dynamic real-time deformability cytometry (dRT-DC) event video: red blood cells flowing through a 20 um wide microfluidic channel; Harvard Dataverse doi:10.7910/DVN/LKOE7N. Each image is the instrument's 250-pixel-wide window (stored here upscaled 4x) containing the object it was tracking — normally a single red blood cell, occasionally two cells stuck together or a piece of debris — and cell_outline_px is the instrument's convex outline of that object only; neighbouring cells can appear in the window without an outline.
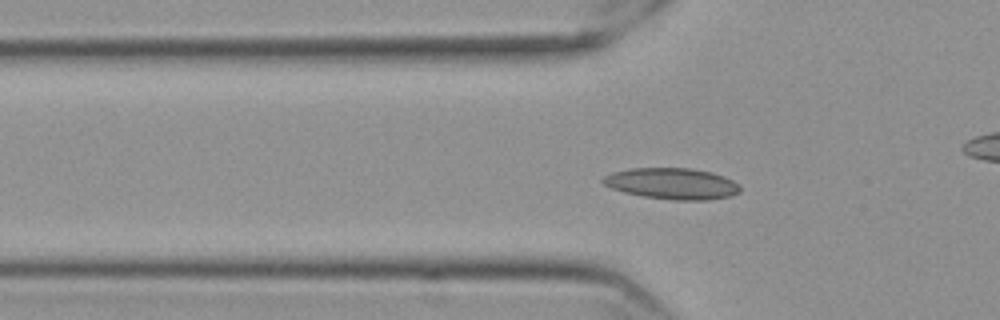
{"species": "Egyptian fruit bat (a non-hibernating species)", "species_latin": "Rousettus aegyptiacus", "temperature_condition": "cold", "stored_images_in_passage": 57, "camera_frame_rate_fps": 3000, "um_per_image_px": 0.085, "frame": {"image": 1, "passage_image": 18, "time_ms": 5.667, "image_size_px": [1000, 320], "cell_outline_px": [[740, 192], [732, 196], [708, 200], [672, 200], [644, 196], [624, 192], [612, 188], [604, 184], [600, 180], [604, 176], [612, 172], [632, 168], [692, 168], [712, 172], [724, 176], [740, 184]], "centroid_in_image_um": [57.16, 15.6], "position_along_channel_um": 68.6, "area_um2": 25.09}}
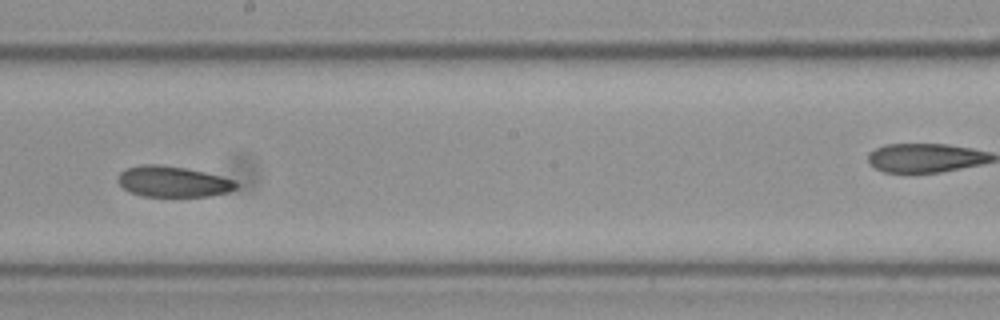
{"frame": {"image": 2, "passage_image": 32, "time_ms": 10.333, "image_size_px": [1000, 320], "cell_outline_px": [[240, 184], [236, 188], [228, 192], [212, 196], [140, 196], [128, 192], [116, 180], [120, 172], [128, 168], [140, 164], [156, 164], [184, 168], [204, 172], [236, 180]], "centroid_in_image_um": [14.7, 15.44], "position_along_channel_um": 233.5, "area_um2": 21.33}}
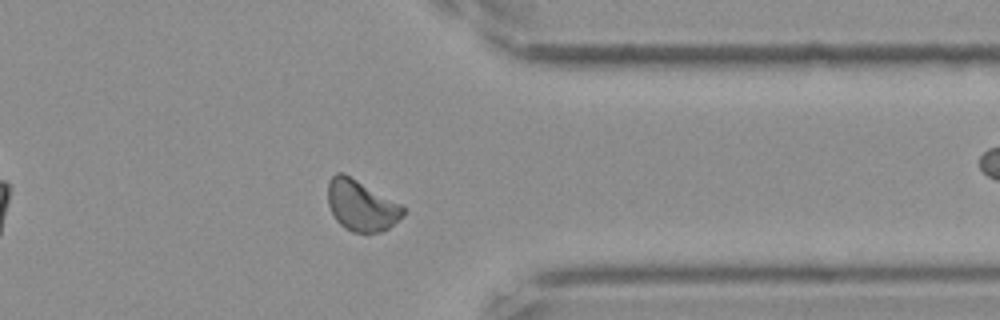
{"frame": {"image": 3, "passage_image": 45, "time_ms": 14.667, "image_size_px": [1000, 320], "cell_outline_px": [[404, 216], [388, 228], [380, 232], [352, 232], [344, 228], [336, 220], [328, 204], [328, 180], [336, 172], [344, 172], [400, 204], [404, 208]], "centroid_in_image_um": [30.69, 17.46], "position_along_channel_um": 380.7, "area_um2": 22.25}}